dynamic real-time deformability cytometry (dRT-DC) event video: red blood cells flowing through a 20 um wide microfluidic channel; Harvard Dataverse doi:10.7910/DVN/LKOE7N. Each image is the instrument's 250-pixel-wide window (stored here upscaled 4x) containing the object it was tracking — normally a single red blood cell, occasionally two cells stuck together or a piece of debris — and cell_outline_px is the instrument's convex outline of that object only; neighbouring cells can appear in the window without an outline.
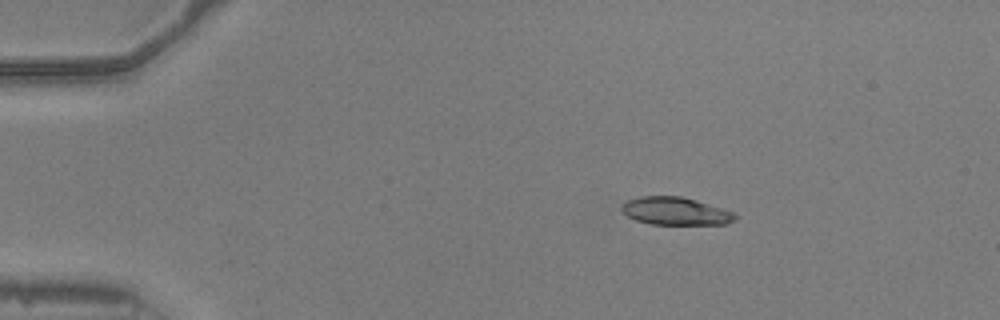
{"species": "common noctule bat (a hibernating species)", "species_latin": "Nyctalus noctula", "temperature_condition": "warm", "stored_images_in_passage": 53, "camera_frame_rate_fps": 3000, "um_per_image_px": 0.085, "animal": {"sex": "male", "body_mass_g": 20.5, "forearm_length_mm": 52.5}, "frame": {"image": 1, "passage_image": 10, "time_ms": 3.0, "image_size_px": [1000, 320], "cell_outline_px": [[736, 220], [724, 224], [652, 224], [636, 220], [628, 216], [620, 208], [628, 200], [640, 196], [680, 196], [696, 200], [732, 212], [736, 216]], "centroid_in_image_um": [57.4, 17.94], "position_along_channel_um": 27.6, "area_um2": 18.03}}
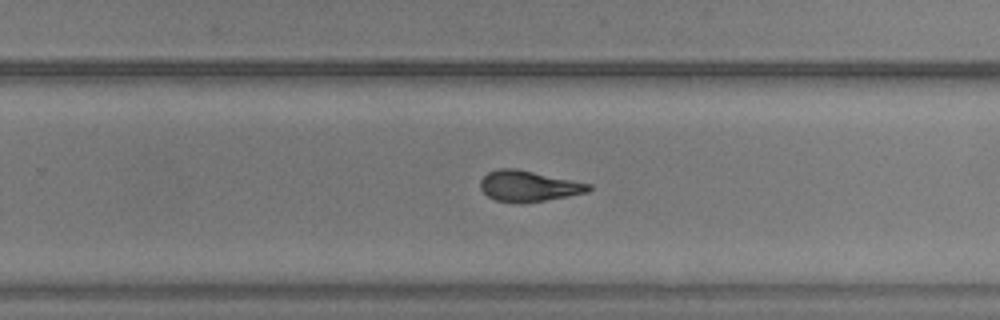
{"frame": {"image": 2, "passage_image": 35, "time_ms": 11.333, "image_size_px": [1000, 320], "cell_outline_px": [[592, 188], [588, 192], [568, 196], [544, 200], [496, 200], [488, 196], [480, 188], [480, 180], [488, 172], [500, 168], [516, 168], [592, 184]], "centroid_in_image_um": [44.95, 15.77], "position_along_channel_um": 284.8, "area_um2": 18.79}}
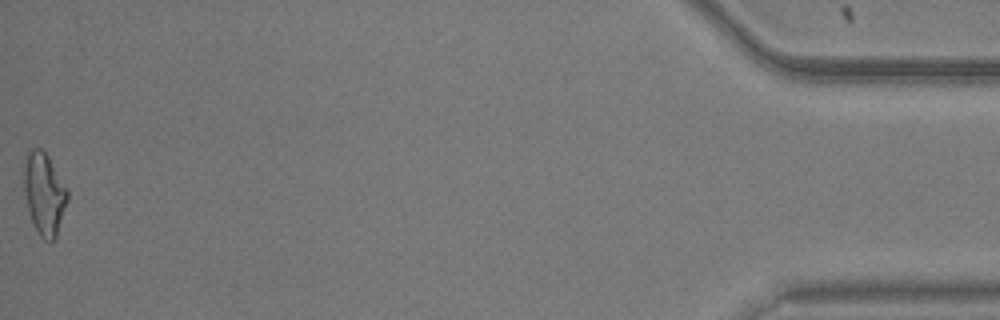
{"frame": {"image": 3, "passage_image": 53, "time_ms": 17.333, "image_size_px": [1000, 320], "cell_outline_px": [[68, 200], [56, 236], [52, 240], [44, 240], [40, 236], [32, 224], [24, 192], [24, 168], [28, 152], [32, 148], [40, 148], [48, 156], [68, 188]], "centroid_in_image_um": [3.77, 16.47], "position_along_channel_um": 431.4, "area_um2": 20.69}, "authors_computed_cell_mechanics": {"area_um2": 19.4786, "velocity_mm_per_s": 3.9582, "shape_relaxation_time_tau1_ms": null, "shape_relaxation_time_tau2_ms": 2.019, "deformation_change_tau1": null, "deformation_change_tau2": 0.1037}}